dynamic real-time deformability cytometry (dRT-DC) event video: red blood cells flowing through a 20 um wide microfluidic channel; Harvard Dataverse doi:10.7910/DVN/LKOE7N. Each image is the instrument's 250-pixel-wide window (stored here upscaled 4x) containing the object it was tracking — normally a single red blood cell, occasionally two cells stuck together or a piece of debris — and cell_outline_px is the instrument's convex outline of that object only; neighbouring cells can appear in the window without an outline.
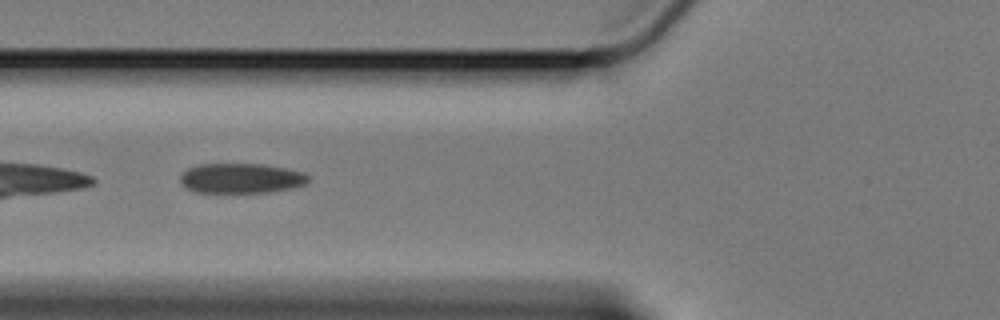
{"species": "Egyptian fruit bat (a non-hibernating species)", "species_latin": "Rousettus aegyptiacus", "temperature_condition": "cold", "stored_images_in_passage": 38, "camera_frame_rate_fps": 3000, "um_per_image_px": 0.085, "animal": {"sex": "female"}, "frame": {"image": 1, "passage_image": 4, "time_ms": 1.0, "image_size_px": [1000, 320], "cell_outline_px": [[308, 184], [292, 188], [268, 192], [196, 192], [184, 188], [180, 184], [180, 172], [188, 168], [200, 164], [264, 164], [288, 168], [304, 172], [308, 176]], "centroid_in_image_um": [20.48, 15.15], "position_along_channel_um": 105.3, "area_um2": 22.66}}
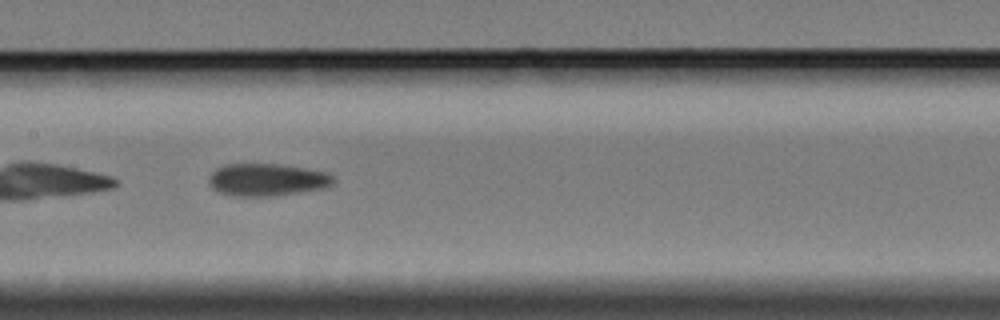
{"frame": {"image": 2, "passage_image": 11, "time_ms": 3.333, "image_size_px": [1000, 320], "cell_outline_px": [[336, 180], [328, 188], [272, 196], [228, 196], [216, 192], [208, 184], [208, 176], [216, 168], [224, 164], [280, 164], [328, 172]], "centroid_in_image_um": [22.66, 15.29], "position_along_channel_um": 184.7, "area_um2": 23.99}}
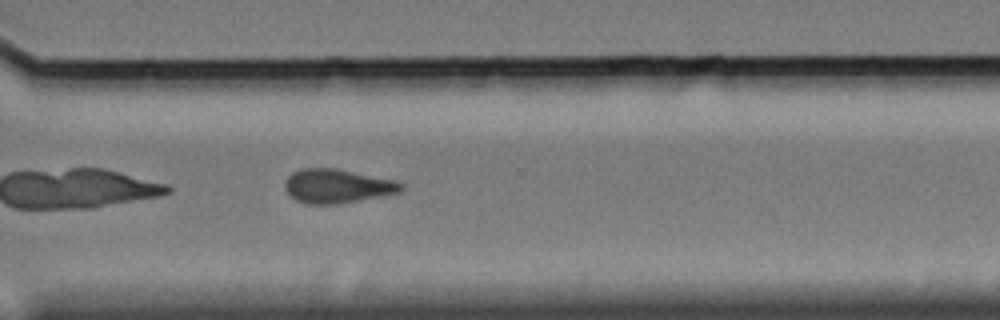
{"frame": {"image": 3, "passage_image": 25, "time_ms": 8.0, "image_size_px": [1000, 320], "cell_outline_px": [[404, 188], [400, 192], [380, 196], [336, 204], [308, 204], [296, 200], [284, 188], [284, 180], [292, 172], [304, 168], [336, 168], [396, 180], [404, 184]], "centroid_in_image_um": [28.66, 15.8], "position_along_channel_um": 341.9, "area_um2": 23.0}}